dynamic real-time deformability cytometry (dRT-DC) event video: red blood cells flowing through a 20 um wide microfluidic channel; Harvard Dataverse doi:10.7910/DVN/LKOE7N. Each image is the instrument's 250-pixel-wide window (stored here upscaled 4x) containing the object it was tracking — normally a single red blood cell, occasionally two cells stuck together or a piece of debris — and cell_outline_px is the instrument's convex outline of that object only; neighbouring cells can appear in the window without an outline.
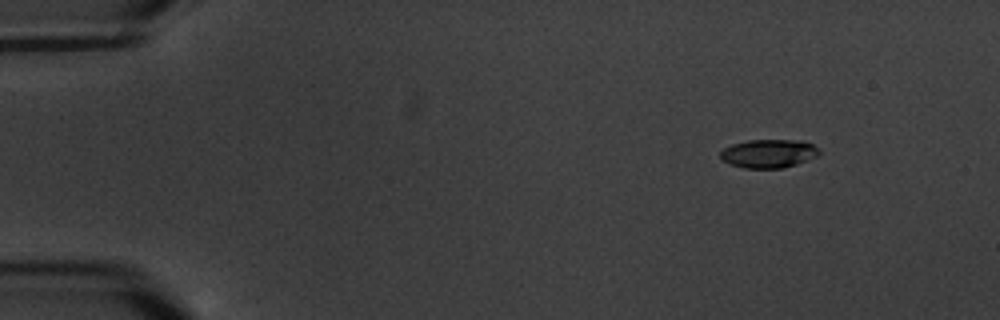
{"species": "common noctule bat (a hibernating species)", "species_latin": "Nyctalus noctula", "temperature_condition": "warm", "stored_images_in_passage": 4, "camera_frame_rate_fps": 3000, "um_per_image_px": 0.085, "animal": {"sex": "male", "body_mass_g": 20.1, "forearm_length_mm": 53.5}, "frame": {"image": 1, "passage_image": 1, "time_ms": 0.0, "image_size_px": [1000, 320], "cell_outline_px": [[820, 152], [816, 156], [796, 164], [780, 168], [744, 168], [720, 160], [720, 152], [724, 148], [732, 144], [748, 140], [804, 140], [820, 148]], "centroid_in_image_um": [65.33, 13.04], "position_along_channel_um": 19.7, "area_um2": 16.42}}